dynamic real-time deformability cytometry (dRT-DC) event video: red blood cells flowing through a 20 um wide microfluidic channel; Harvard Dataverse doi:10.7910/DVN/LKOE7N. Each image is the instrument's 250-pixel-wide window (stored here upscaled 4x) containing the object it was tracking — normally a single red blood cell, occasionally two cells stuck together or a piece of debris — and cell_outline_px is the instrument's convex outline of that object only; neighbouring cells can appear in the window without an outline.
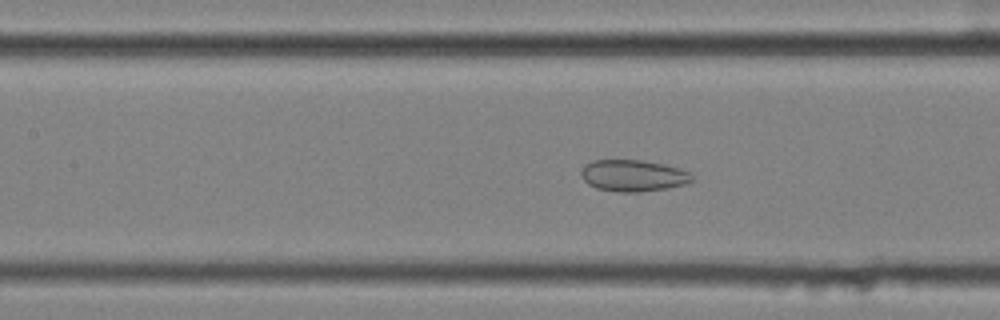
{"species": "common noctule bat (a hibernating species)", "species_latin": "Nyctalus noctula", "temperature_condition": "cold", "stored_images_in_passage": 53, "camera_frame_rate_fps": 3000, "um_per_image_px": 0.085, "animal": {"sex": "female", "body_mass_g": 25.1}, "frame": {"image": 1, "passage_image": 25, "time_ms": 8.0, "image_size_px": [1000, 320], "cell_outline_px": [[696, 176], [688, 184], [668, 188], [640, 192], [620, 192], [596, 188], [588, 184], [584, 180], [580, 172], [584, 164], [592, 160], [640, 160], [664, 164], [692, 172]], "centroid_in_image_um": [53.85, 14.93], "position_along_channel_um": 153.5, "area_um2": 20.69}}
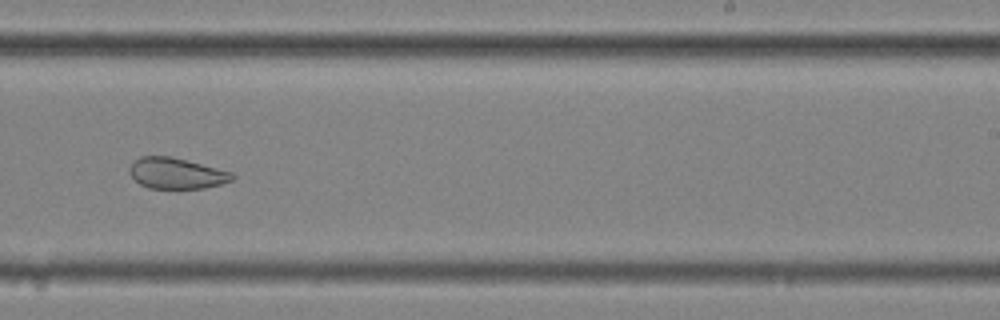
{"frame": {"image": 2, "passage_image": 35, "time_ms": 11.333, "image_size_px": [1000, 320], "cell_outline_px": [[236, 176], [232, 180], [220, 184], [204, 188], [148, 188], [140, 184], [128, 172], [128, 168], [140, 156], [168, 156], [232, 172]], "centroid_in_image_um": [14.98, 14.74], "position_along_channel_um": 274.0, "area_um2": 18.21}}
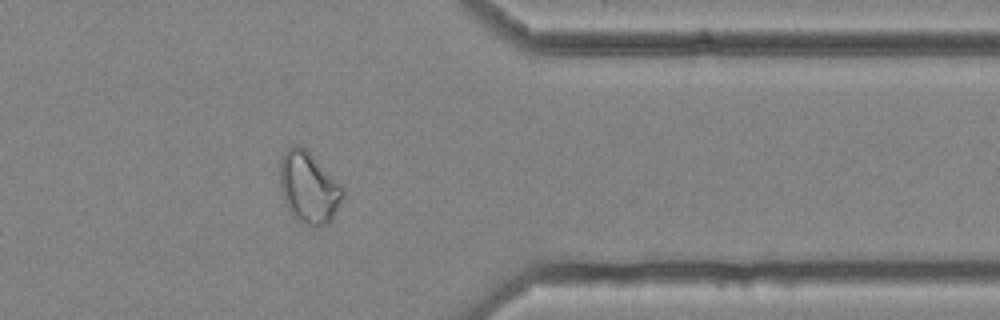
{"frame": {"image": 3, "passage_image": 45, "time_ms": 14.667, "image_size_px": [1000, 320], "cell_outline_px": [[344, 196], [332, 220], [328, 224], [316, 228], [292, 216], [284, 200], [280, 184], [280, 156], [288, 148], [304, 148], [344, 188]], "centroid_in_image_um": [26.25, 16.0], "position_along_channel_um": 385.1, "area_um2": 25.66}}